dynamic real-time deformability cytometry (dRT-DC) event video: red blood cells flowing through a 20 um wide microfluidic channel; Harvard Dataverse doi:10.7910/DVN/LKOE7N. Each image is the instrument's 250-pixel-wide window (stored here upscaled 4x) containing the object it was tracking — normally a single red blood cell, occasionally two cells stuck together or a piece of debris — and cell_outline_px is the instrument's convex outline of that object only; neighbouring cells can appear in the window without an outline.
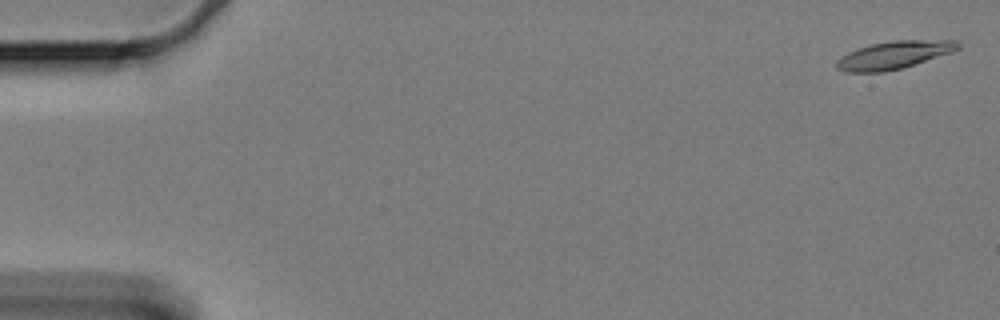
{"species": "Egyptian fruit bat (a non-hibernating species)", "species_latin": "Rousettus aegyptiacus", "temperature_condition": "cold", "stored_images_in_passage": 13, "camera_frame_rate_fps": 3000, "um_per_image_px": 0.085, "animal": {"sex": "female"}, "frame": {"image": 1, "passage_image": 2, "time_ms": 0.333, "image_size_px": [1000, 320], "cell_outline_px": [[960, 48], [952, 52], [900, 68], [884, 72], [844, 72], [836, 68], [836, 60], [848, 52], [872, 44], [892, 40], [956, 40], [960, 44]], "centroid_in_image_um": [75.97, 4.67], "position_along_channel_um": 9.0, "area_um2": 19.42}}